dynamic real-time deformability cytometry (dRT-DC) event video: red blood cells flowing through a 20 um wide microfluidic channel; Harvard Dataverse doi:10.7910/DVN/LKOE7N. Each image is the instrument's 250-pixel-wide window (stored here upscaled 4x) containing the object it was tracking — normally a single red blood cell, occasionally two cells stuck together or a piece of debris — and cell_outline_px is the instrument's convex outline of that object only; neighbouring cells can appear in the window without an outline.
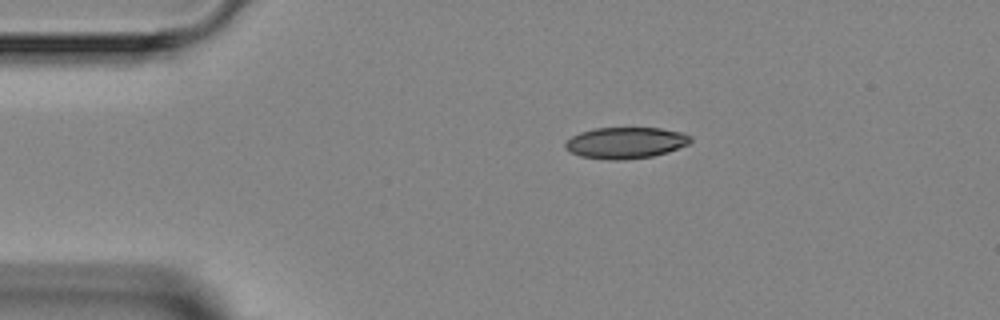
{"species": "Egyptian fruit bat (a non-hibernating species)", "species_latin": "Rousettus aegyptiacus", "temperature_condition": "room temperature", "stored_images_in_passage": 2, "camera_frame_rate_fps": 3000, "um_per_image_px": 0.085, "animal": {"sex": "female"}, "frame": {"image": 1, "passage_image": 1, "time_ms": 0.0, "image_size_px": [1000, 320], "cell_outline_px": [[692, 140], [688, 144], [668, 152], [652, 156], [620, 160], [612, 160], [580, 156], [564, 148], [564, 144], [572, 136], [580, 132], [596, 128], [660, 128], [684, 132], [692, 136]], "centroid_in_image_um": [53.2, 12.13], "position_along_channel_um": 31.8, "area_um2": 22.83}}